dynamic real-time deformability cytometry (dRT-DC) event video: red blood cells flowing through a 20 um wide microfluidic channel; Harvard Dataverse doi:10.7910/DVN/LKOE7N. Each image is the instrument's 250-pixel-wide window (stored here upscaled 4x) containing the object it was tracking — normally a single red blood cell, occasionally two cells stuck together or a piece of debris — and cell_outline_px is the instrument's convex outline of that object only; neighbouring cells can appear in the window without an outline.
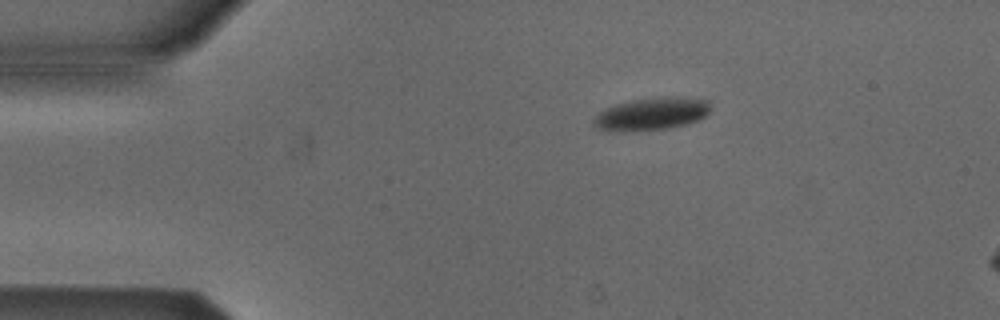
{"species": "Egyptian fruit bat (a non-hibernating species)", "species_latin": "Rousettus aegyptiacus", "temperature_condition": "cold", "stored_images_in_passage": 2, "camera_frame_rate_fps": 3000, "um_per_image_px": 0.085, "animal": {"sex": "male"}, "frame": {"image": 1, "passage_image": 2, "time_ms": 1.0, "image_size_px": [1000, 320], "cell_outline_px": [[708, 112], [700, 120], [688, 124], [672, 128], [632, 132], [596, 128], [592, 124], [592, 120], [600, 112], [616, 104], [632, 100], [668, 96], [688, 96], [708, 100]], "centroid_in_image_um": [55.42, 9.68], "position_along_channel_um": 29.6, "area_um2": 22.37}}